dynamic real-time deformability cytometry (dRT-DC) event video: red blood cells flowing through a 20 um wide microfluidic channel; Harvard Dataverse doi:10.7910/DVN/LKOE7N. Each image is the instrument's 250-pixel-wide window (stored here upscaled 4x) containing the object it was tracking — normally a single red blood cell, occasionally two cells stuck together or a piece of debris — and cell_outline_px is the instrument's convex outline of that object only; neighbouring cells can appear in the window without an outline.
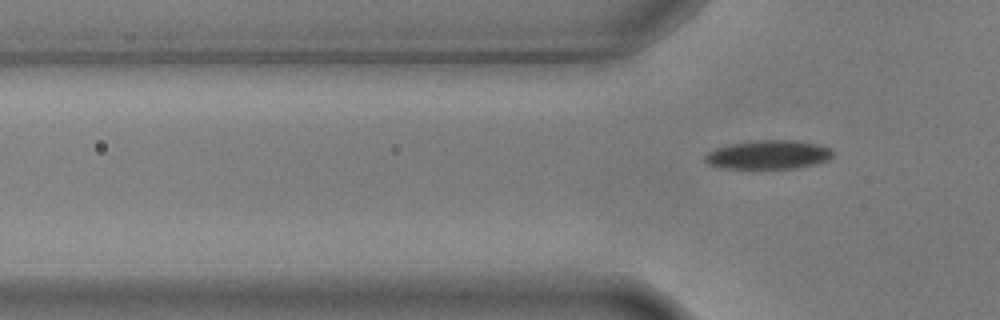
{"species": "common noctule bat (a hibernating species)", "species_latin": "Nyctalus noctula", "temperature_condition": "warm", "stored_images_in_passage": 3, "camera_frame_rate_fps": 3000, "um_per_image_px": 0.085, "animal": {"sex": "male", "body_mass_g": 17.9, "forearm_length_mm": 54.2}, "frame": {"image": 1, "passage_image": 3, "time_ms": 0.667, "image_size_px": [1000, 320], "cell_outline_px": [[836, 152], [828, 160], [816, 164], [796, 168], [720, 168], [708, 164], [704, 160], [704, 156], [708, 152], [716, 148], [728, 144], [752, 140], [796, 140], [816, 144], [832, 148]], "centroid_in_image_um": [65.32, 13.14], "position_along_channel_um": 60.5, "area_um2": 21.73}}